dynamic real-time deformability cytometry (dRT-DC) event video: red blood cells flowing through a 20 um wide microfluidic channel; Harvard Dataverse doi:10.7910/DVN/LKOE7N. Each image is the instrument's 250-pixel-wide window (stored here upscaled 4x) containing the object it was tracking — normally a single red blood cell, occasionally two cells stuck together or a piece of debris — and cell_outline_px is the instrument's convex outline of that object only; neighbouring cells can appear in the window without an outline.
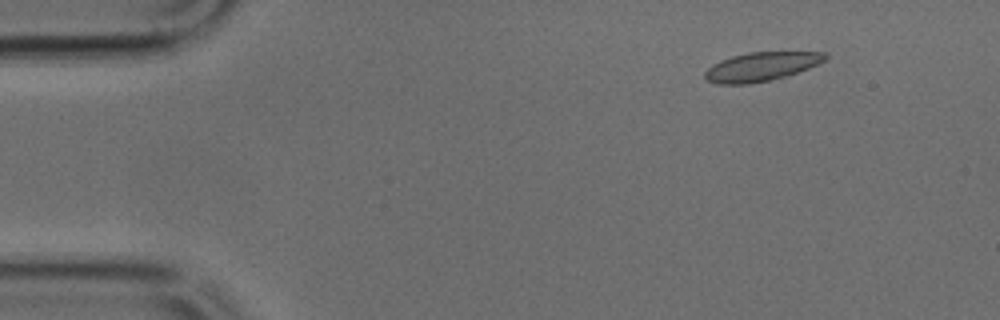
{"species": "common noctule bat (a hibernating species)", "species_latin": "Nyctalus noctula", "temperature_condition": "cold", "stored_images_in_passage": 18, "camera_frame_rate_fps": 3000, "um_per_image_px": 0.085, "animal": {"sex": "male", "body_mass_g": 17.9, "forearm_length_mm": 54.2}, "frame": {"image": 1, "passage_image": 6, "time_ms": 1.667, "image_size_px": [1000, 320], "cell_outline_px": [[828, 56], [824, 60], [808, 68], [788, 76], [748, 84], [716, 84], [708, 80], [704, 76], [704, 72], [712, 64], [720, 60], [732, 56], [748, 52], [828, 52]], "centroid_in_image_um": [64.68, 5.66], "position_along_channel_um": 20.3, "area_um2": 20.17}}
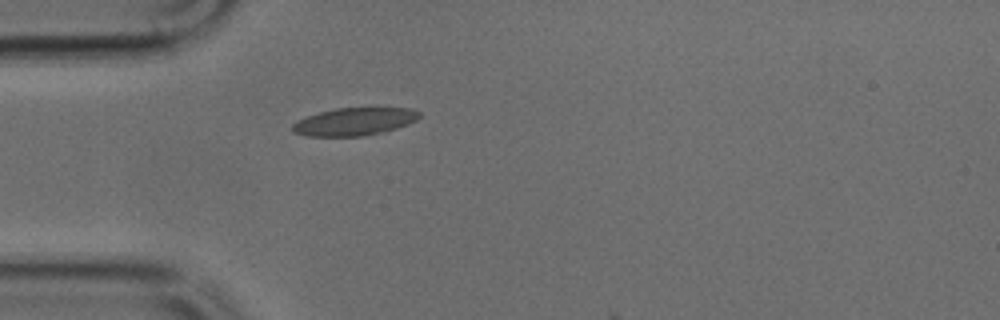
{"frame": {"image": 2, "passage_image": 14, "time_ms": 4.333, "image_size_px": [1000, 320], "cell_outline_px": [[420, 116], [416, 120], [408, 124], [384, 132], [360, 136], [308, 136], [292, 132], [292, 124], [296, 120], [320, 112], [336, 108], [408, 108], [420, 112]], "centroid_in_image_um": [30.1, 10.34], "position_along_channel_um": 54.9, "area_um2": 20.4}}